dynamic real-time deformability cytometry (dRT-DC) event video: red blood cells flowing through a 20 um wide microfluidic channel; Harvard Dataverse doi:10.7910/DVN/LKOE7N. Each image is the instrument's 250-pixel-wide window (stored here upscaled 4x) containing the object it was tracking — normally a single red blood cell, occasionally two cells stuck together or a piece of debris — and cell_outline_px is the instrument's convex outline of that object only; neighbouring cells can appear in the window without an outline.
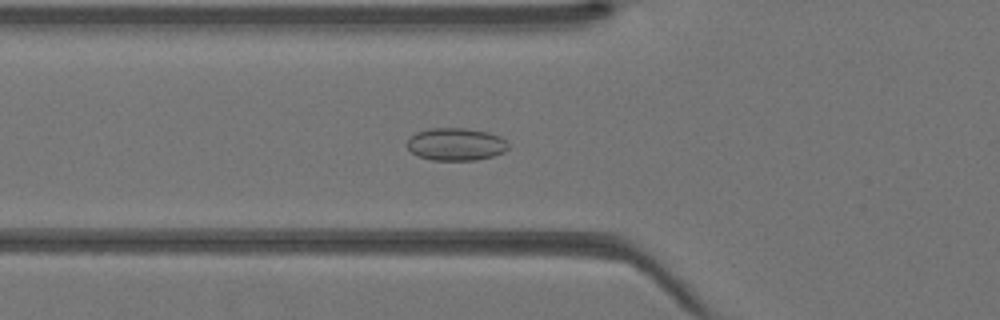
{"species": "Egyptian fruit bat (a non-hibernating species)", "species_latin": "Rousettus aegyptiacus", "temperature_condition": "warm", "stored_images_in_passage": 41, "camera_frame_rate_fps": 3000, "um_per_image_px": 0.085, "animal": {"sex": "female"}, "frame": {"image": 1, "passage_image": 12, "time_ms": 3.667, "image_size_px": [1000, 320], "cell_outline_px": [[508, 148], [504, 152], [492, 156], [476, 160], [432, 160], [416, 156], [408, 148], [408, 136], [416, 132], [432, 128], [464, 128], [488, 132], [500, 136], [508, 144]], "centroid_in_image_um": [38.73, 12.26], "position_along_channel_um": 87.1, "area_um2": 19.25}}
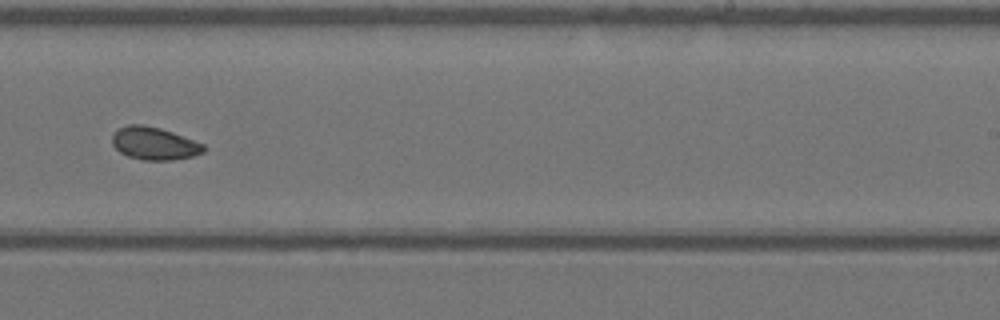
{"frame": {"image": 2, "passage_image": 24, "time_ms": 7.667, "image_size_px": [1000, 320], "cell_outline_px": [[204, 152], [192, 156], [172, 160], [140, 160], [128, 156], [120, 152], [112, 144], [112, 132], [116, 128], [128, 124], [144, 124], [160, 128], [172, 132], [204, 144]], "centroid_in_image_um": [13.06, 12.18], "position_along_channel_um": 275.9, "area_um2": 17.57}}
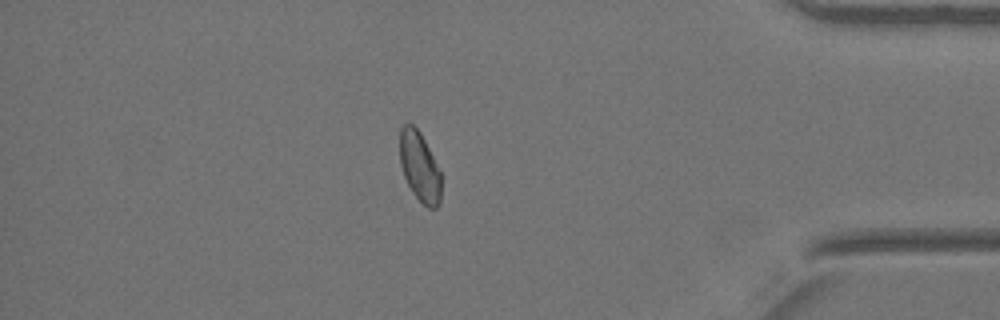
{"frame": {"image": 3, "passage_image": 34, "time_ms": 11.0, "image_size_px": [1000, 320], "cell_outline_px": [[440, 204], [436, 208], [428, 208], [412, 192], [404, 176], [400, 164], [400, 128], [404, 124], [412, 124], [420, 132], [440, 172]], "centroid_in_image_um": [35.65, 14.18], "position_along_channel_um": 399.6, "area_um2": 16.47}}